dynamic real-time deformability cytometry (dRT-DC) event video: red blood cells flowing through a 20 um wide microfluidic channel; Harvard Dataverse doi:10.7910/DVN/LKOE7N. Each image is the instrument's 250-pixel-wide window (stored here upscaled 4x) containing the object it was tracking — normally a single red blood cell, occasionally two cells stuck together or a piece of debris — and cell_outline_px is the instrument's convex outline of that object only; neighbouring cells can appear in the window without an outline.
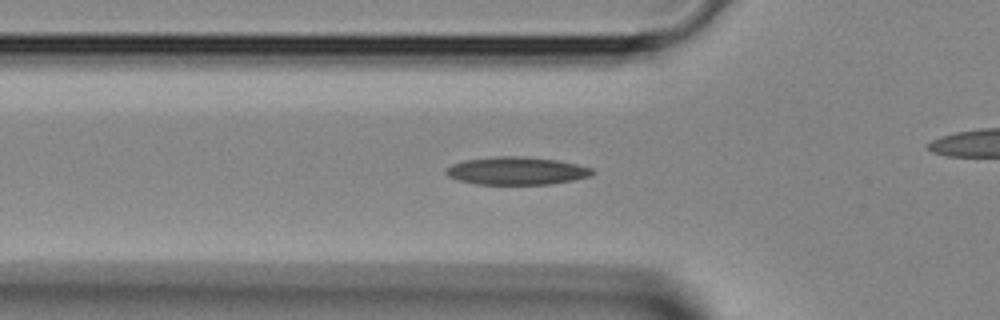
{"species": "Egyptian fruit bat (a non-hibernating species)", "species_latin": "Rousettus aegyptiacus", "temperature_condition": "room temperature", "stored_images_in_passage": 15, "camera_frame_rate_fps": 3000, "um_per_image_px": 0.085, "animal": {"sex": "female"}, "frame": {"image": 1, "passage_image": 4, "time_ms": 1.0, "image_size_px": [1000, 320], "cell_outline_px": [[596, 172], [592, 176], [552, 184], [476, 184], [460, 180], [448, 176], [444, 172], [452, 164], [464, 160], [496, 156], [524, 156], [556, 160], [576, 164], [592, 168]], "centroid_in_image_um": [43.94, 14.52], "position_along_channel_um": 81.9, "area_um2": 23.7}}
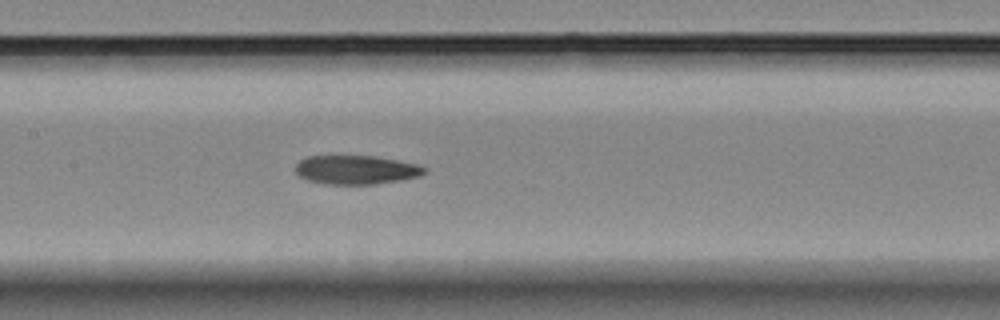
{"frame": {"image": 2, "passage_image": 10, "time_ms": 3.0, "image_size_px": [1000, 320], "cell_outline_px": [[428, 168], [420, 176], [400, 180], [376, 184], [324, 184], [308, 180], [300, 176], [296, 172], [296, 164], [300, 160], [308, 156], [372, 156], [396, 160], [416, 164]], "centroid_in_image_um": [30.26, 14.44], "position_along_channel_um": 177.1, "area_um2": 21.56}}
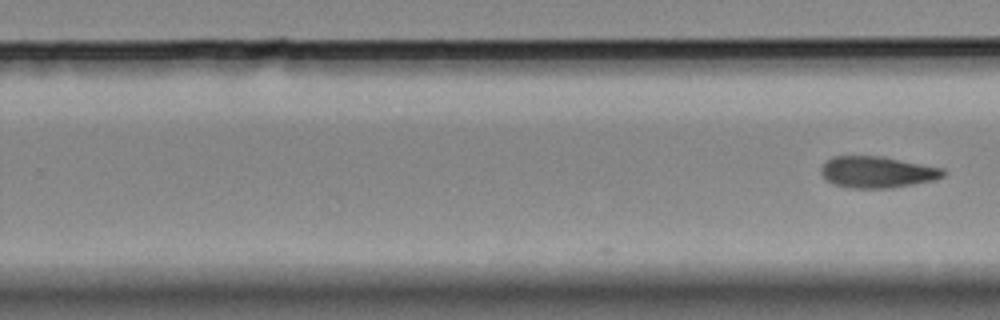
{"frame": {"image": 3, "passage_image": 15, "time_ms": 4.667, "image_size_px": [1000, 320], "cell_outline_px": [[944, 176], [932, 180], [892, 188], [848, 188], [832, 184], [820, 172], [820, 168], [832, 156], [880, 156], [944, 168]], "centroid_in_image_um": [74.53, 14.63], "position_along_channel_um": 255.3, "area_um2": 22.25}}